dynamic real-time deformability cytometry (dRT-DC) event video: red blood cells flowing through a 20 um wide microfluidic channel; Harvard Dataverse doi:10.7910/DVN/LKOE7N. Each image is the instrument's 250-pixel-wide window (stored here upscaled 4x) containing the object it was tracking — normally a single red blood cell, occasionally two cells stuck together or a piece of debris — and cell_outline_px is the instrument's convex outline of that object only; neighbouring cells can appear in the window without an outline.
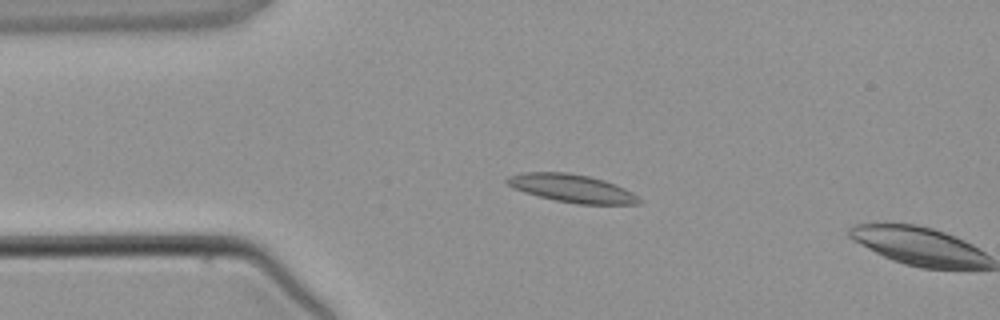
{"species": "common noctule bat (a hibernating species)", "species_latin": "Nyctalus noctula", "temperature_condition": "warm", "stored_images_in_passage": 3, "camera_frame_rate_fps": 3000, "um_per_image_px": 0.085, "animal": {"sex": "male", "body_mass_g": 21.5, "forearm_length_mm": 52.0}, "frame": {"image": 1, "passage_image": 2, "time_ms": 1.667, "image_size_px": [1000, 320], "cell_outline_px": [[640, 204], [576, 204], [556, 200], [524, 192], [512, 188], [504, 180], [508, 176], [524, 172], [568, 172], [588, 176], [604, 180], [616, 184], [632, 192], [640, 200]], "centroid_in_image_um": [48.59, 16.0], "position_along_channel_um": 36.4, "area_um2": 21.44}}